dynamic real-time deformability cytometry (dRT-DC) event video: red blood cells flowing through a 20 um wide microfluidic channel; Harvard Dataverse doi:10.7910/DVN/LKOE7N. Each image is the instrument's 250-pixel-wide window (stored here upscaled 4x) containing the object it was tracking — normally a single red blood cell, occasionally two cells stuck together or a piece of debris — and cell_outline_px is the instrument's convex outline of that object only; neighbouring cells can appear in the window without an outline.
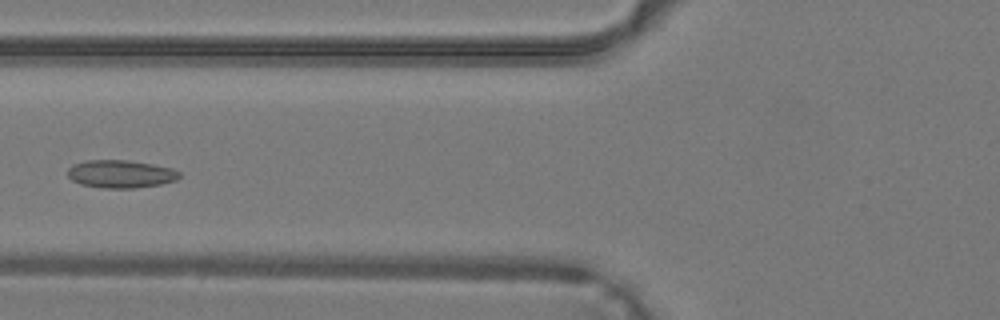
{"species": "common noctule bat (a hibernating species)", "species_latin": "Nyctalus noctula", "temperature_condition": "warm", "stored_images_in_passage": 22, "camera_frame_rate_fps": 3000, "um_per_image_px": 0.085, "animal": {"sex": "male", "body_mass_g": 19.2, "forearm_length_mm": 51.8}, "frame": {"image": 1, "passage_image": 4, "time_ms": 1.0, "image_size_px": [1000, 320], "cell_outline_px": [[180, 176], [176, 180], [160, 184], [132, 188], [100, 188], [80, 184], [72, 180], [68, 176], [68, 168], [72, 164], [84, 160], [128, 160], [152, 164], [172, 168], [180, 172]], "centroid_in_image_um": [10.22, 14.78], "position_along_channel_um": 115.6, "area_um2": 18.21}}
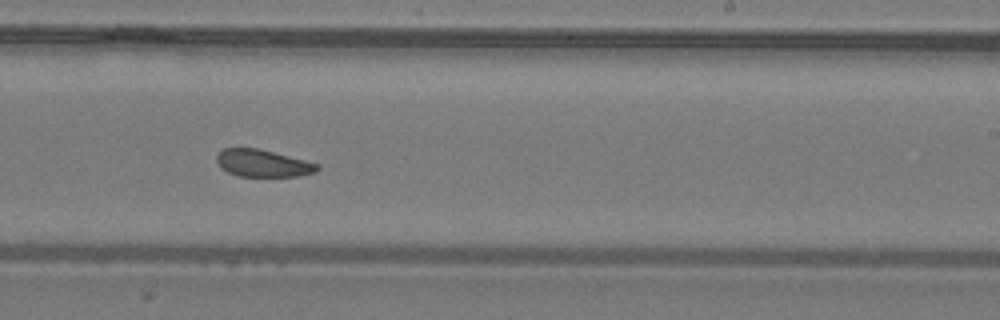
{"frame": {"image": 2, "passage_image": 13, "time_ms": 4.0, "image_size_px": [1000, 320], "cell_outline_px": [[320, 168], [316, 172], [296, 176], [240, 176], [228, 172], [220, 168], [216, 160], [216, 156], [224, 148], [256, 148], [320, 164]], "centroid_in_image_um": [22.33, 13.88], "position_along_channel_um": 266.7, "area_um2": 15.78}}
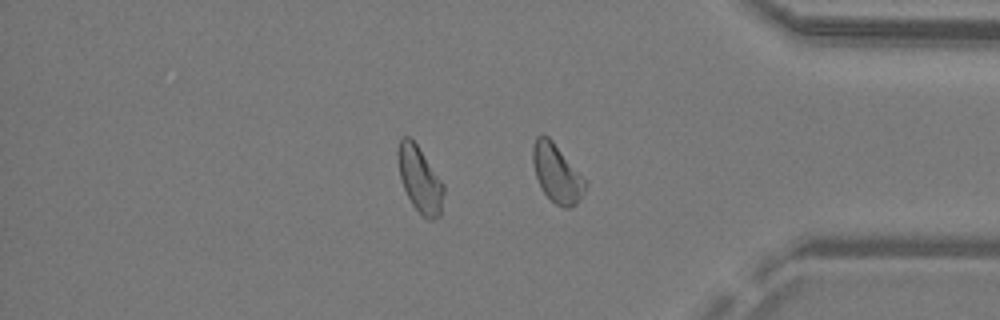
{"frame": {"image": 3, "passage_image": 21, "time_ms": 6.667, "image_size_px": [1000, 320], "cell_outline_px": [[444, 192], [440, 216], [432, 220], [428, 220], [412, 204], [404, 188], [400, 176], [396, 152], [400, 140], [404, 136], [408, 136], [416, 144], [444, 184]], "centroid_in_image_um": [35.68, 15.25], "position_along_channel_um": 399.5, "area_um2": 17.28}}